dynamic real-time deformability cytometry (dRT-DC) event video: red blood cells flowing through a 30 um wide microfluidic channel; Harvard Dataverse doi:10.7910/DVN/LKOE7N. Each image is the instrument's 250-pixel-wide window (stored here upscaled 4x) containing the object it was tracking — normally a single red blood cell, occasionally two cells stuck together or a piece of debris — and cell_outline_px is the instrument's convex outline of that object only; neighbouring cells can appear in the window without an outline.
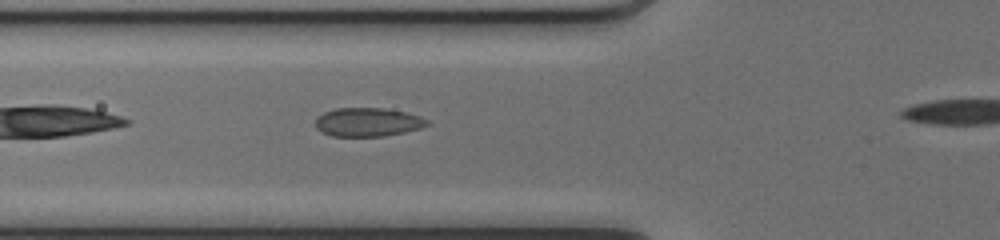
{"species": "common noctule bat (a hibernating species)", "species_latin": "Nyctalus noctula", "temperature_condition": "cold", "stored_images_in_passage": 33, "camera_frame_rate_fps": 3000, "um_per_image_px": 0.085, "animal": {"sex": "female", "body_mass_g": 17.0, "forearm_length_mm": 48.0}, "frame": {"image": 1, "passage_image": 7, "time_ms": 2.0, "image_size_px": [1000, 240], "cell_outline_px": [[428, 124], [420, 128], [404, 132], [384, 136], [332, 136], [316, 128], [316, 116], [324, 112], [336, 108], [384, 108], [404, 112], [420, 116], [428, 120]], "centroid_in_image_um": [31.24, 10.37], "position_along_channel_um": 94.6, "area_um2": 18.55}}
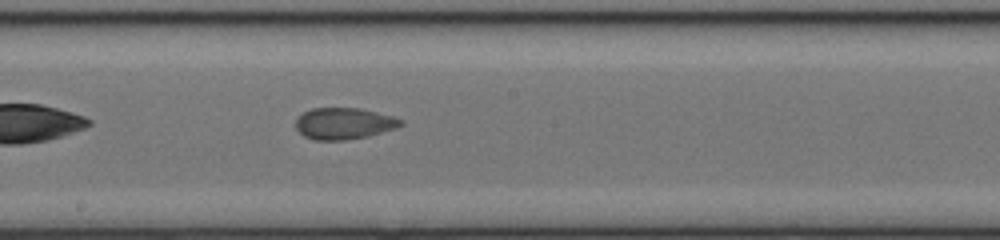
{"frame": {"image": 2, "passage_image": 16, "time_ms": 5.0, "image_size_px": [1000, 240], "cell_outline_px": [[404, 124], [396, 128], [368, 136], [344, 140], [316, 140], [304, 136], [296, 128], [296, 120], [304, 112], [312, 108], [360, 108], [392, 116], [404, 120]], "centroid_in_image_um": [29.26, 10.49], "position_along_channel_um": 218.9, "area_um2": 19.19}}
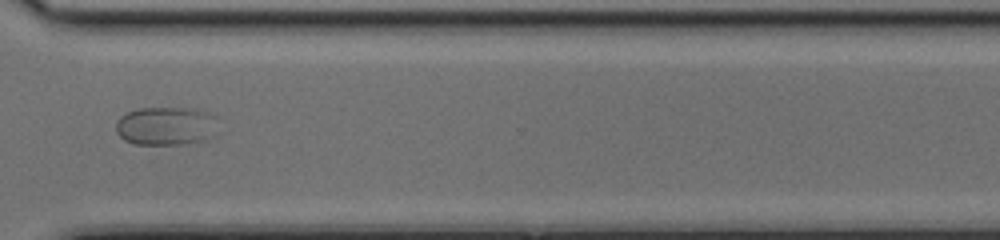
{"frame": {"image": 3, "passage_image": 26, "time_ms": 8.333, "image_size_px": [1000, 240], "cell_outline_px": [[216, 136], [204, 140], [180, 144], [132, 144], [124, 140], [116, 132], [116, 120], [120, 116], [128, 112], [140, 108], [192, 108], [208, 112], [216, 116]], "centroid_in_image_um": [14.12, 10.71], "position_along_channel_um": 356.5, "area_um2": 23.18}}